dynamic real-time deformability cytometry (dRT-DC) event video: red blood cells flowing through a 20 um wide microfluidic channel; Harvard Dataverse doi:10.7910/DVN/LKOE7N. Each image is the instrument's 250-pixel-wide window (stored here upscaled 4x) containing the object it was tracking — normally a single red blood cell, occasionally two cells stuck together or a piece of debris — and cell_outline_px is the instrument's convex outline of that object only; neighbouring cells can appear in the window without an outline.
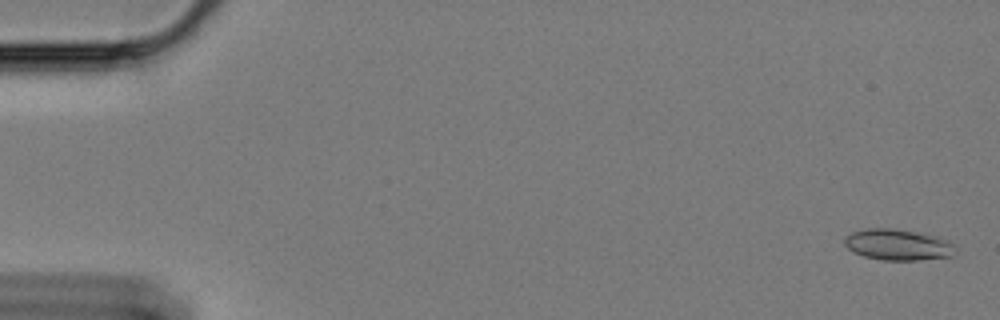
{"species": "Egyptian fruit bat (a non-hibernating species)", "species_latin": "Rousettus aegyptiacus", "temperature_condition": "cold", "stored_images_in_passage": 10, "camera_frame_rate_fps": 3000, "um_per_image_px": 0.085, "animal": {"sex": "female"}, "frame": {"image": 1, "passage_image": 2, "time_ms": 0.333, "image_size_px": [1000, 320], "cell_outline_px": [[956, 248], [952, 256], [920, 260], [880, 260], [864, 256], [852, 252], [844, 244], [844, 236], [852, 232], [868, 228], [896, 228], [936, 236], [948, 240], [956, 244]], "centroid_in_image_um": [76.32, 20.8], "position_along_channel_um": 8.7, "area_um2": 20.35}}